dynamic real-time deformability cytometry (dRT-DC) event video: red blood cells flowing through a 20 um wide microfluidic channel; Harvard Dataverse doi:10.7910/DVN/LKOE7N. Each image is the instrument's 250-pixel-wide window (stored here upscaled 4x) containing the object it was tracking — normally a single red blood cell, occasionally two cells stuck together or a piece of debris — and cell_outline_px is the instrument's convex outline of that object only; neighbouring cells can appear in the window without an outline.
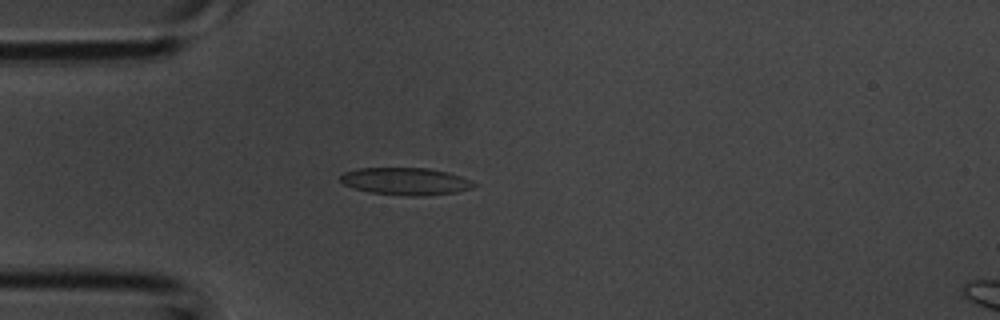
{"species": "common noctule bat (a hibernating species)", "species_latin": "Nyctalus noctula", "temperature_condition": "room temperature", "stored_images_in_passage": 4, "segment_of_instrument_passage": [1, 2], "camera_frame_rate_fps": 3000, "um_per_image_px": 0.085, "animal": {"sex": "male", "body_mass_g": 20.1, "forearm_length_mm": 53.5}, "frame": {"image": 1, "passage_image": 3, "time_ms": 0.667, "image_size_px": [1000, 320], "cell_outline_px": [[480, 184], [456, 192], [424, 196], [408, 196], [368, 192], [352, 188], [344, 184], [340, 180], [340, 176], [344, 172], [356, 168], [428, 168], [448, 172], [460, 176]], "centroid_in_image_um": [34.45, 15.41], "position_along_channel_um": 50.5, "area_um2": 21.33}}